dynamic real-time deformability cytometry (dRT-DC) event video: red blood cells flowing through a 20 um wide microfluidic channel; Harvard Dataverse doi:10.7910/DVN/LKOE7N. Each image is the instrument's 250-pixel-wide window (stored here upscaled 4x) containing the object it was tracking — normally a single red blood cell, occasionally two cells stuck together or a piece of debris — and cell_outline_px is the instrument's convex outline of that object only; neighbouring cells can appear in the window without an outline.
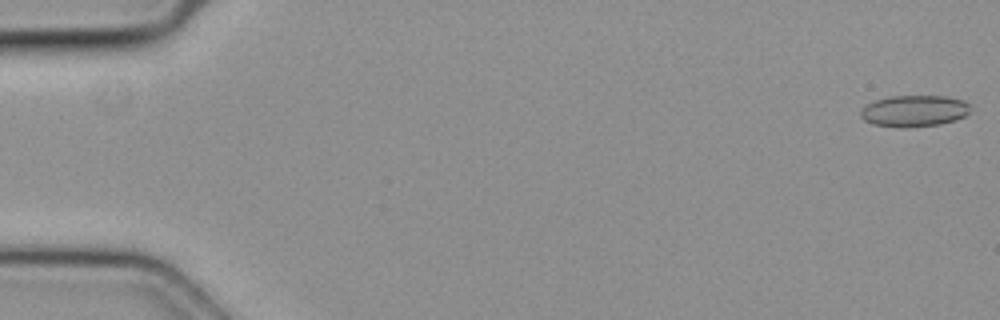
{"species": "common noctule bat (a hibernating species)", "species_latin": "Nyctalus noctula", "temperature_condition": "cold", "stored_images_in_passage": 16, "camera_frame_rate_fps": 3000, "um_per_image_px": 0.085, "animal": {"sex": "female", "body_mass_g": 19.3, "forearm_length_mm": 54.1}, "frame": {"image": 1, "passage_image": 1, "time_ms": 0.0, "image_size_px": [1000, 320], "cell_outline_px": [[972, 108], [964, 116], [956, 120], [940, 124], [904, 128], [900, 128], [872, 124], [864, 120], [860, 116], [860, 112], [868, 104], [876, 100], [888, 96], [944, 96], [964, 100]], "centroid_in_image_um": [77.71, 9.43], "position_along_channel_um": 7.3, "area_um2": 20.17}}
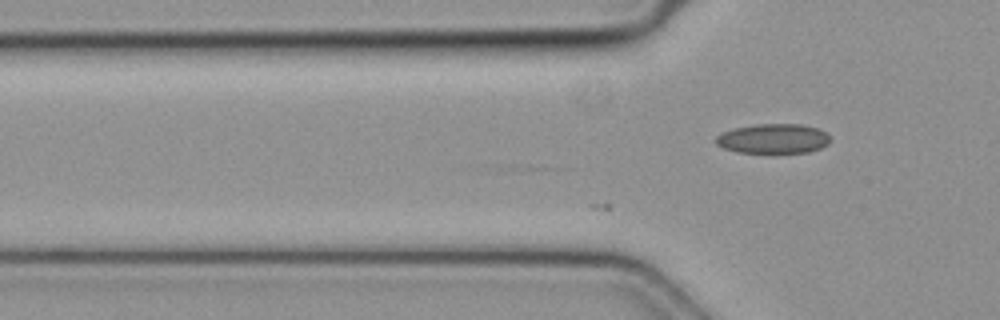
{"frame": {"image": 2, "passage_image": 16, "time_ms": 5.0, "image_size_px": [1000, 320], "cell_outline_px": [[832, 140], [828, 144], [820, 148], [808, 152], [736, 152], [724, 148], [716, 144], [712, 140], [720, 132], [732, 128], [756, 124], [800, 124], [816, 128], [824, 132]], "centroid_in_image_um": [65.66, 11.77], "position_along_channel_um": 60.1, "area_um2": 19.83}}